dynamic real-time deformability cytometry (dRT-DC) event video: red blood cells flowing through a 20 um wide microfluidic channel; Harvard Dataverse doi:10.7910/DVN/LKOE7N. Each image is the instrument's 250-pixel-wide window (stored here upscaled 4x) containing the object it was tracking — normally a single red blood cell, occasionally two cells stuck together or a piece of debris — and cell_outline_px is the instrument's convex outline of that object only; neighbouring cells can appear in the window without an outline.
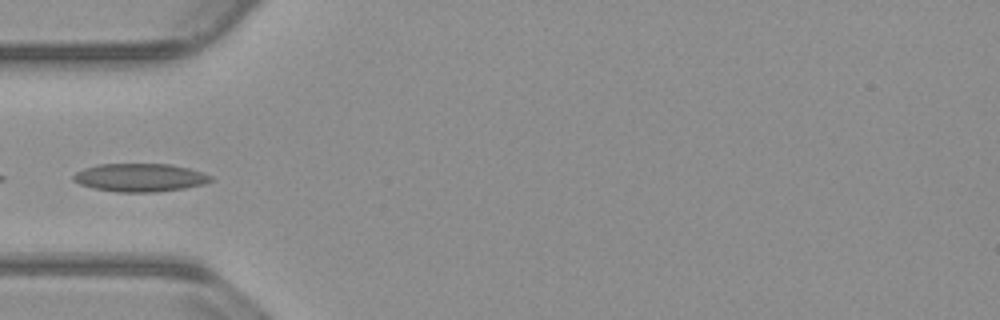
{"species": "common noctule bat (a hibernating species)", "species_latin": "Nyctalus noctula", "temperature_condition": "warm", "stored_images_in_passage": 37, "camera_frame_rate_fps": 3000, "um_per_image_px": 0.085, "animal": {"sex": "male", "body_mass_g": 23.1, "forearm_length_mm": 52.7}, "frame": {"image": 1, "passage_image": 1, "time_ms": 0.0, "image_size_px": [1000, 320], "cell_outline_px": [[212, 180], [204, 184], [184, 188], [156, 192], [116, 192], [92, 188], [80, 184], [72, 180], [72, 176], [76, 172], [84, 168], [100, 164], [172, 164], [188, 168], [212, 176]], "centroid_in_image_um": [11.87, 15.09], "position_along_channel_um": 73.1, "area_um2": 22.54}}